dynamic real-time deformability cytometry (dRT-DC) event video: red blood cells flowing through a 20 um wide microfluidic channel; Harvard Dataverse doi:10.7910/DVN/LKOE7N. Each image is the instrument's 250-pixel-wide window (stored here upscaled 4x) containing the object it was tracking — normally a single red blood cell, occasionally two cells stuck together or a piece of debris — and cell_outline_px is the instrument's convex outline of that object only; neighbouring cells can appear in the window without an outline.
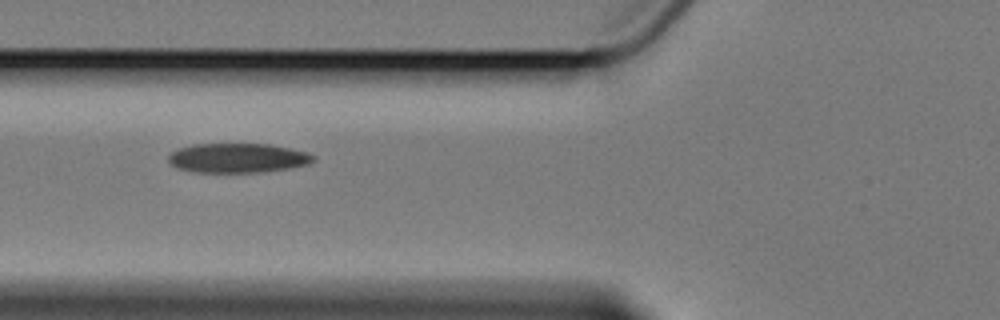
{"species": "Egyptian fruit bat (a non-hibernating species)", "species_latin": "Rousettus aegyptiacus", "temperature_condition": "cold", "stored_images_in_passage": 2, "camera_frame_rate_fps": 3000, "um_per_image_px": 0.085, "animal": {"sex": "female"}, "frame": {"image": 1, "passage_image": 2, "time_ms": 1.0, "image_size_px": [1000, 320], "cell_outline_px": [[316, 160], [308, 164], [288, 168], [264, 172], [192, 172], [176, 168], [168, 160], [168, 156], [176, 148], [192, 144], [268, 144], [308, 152], [316, 156]], "centroid_in_image_um": [20.19, 13.43], "position_along_channel_um": 105.6, "area_um2": 25.03}}